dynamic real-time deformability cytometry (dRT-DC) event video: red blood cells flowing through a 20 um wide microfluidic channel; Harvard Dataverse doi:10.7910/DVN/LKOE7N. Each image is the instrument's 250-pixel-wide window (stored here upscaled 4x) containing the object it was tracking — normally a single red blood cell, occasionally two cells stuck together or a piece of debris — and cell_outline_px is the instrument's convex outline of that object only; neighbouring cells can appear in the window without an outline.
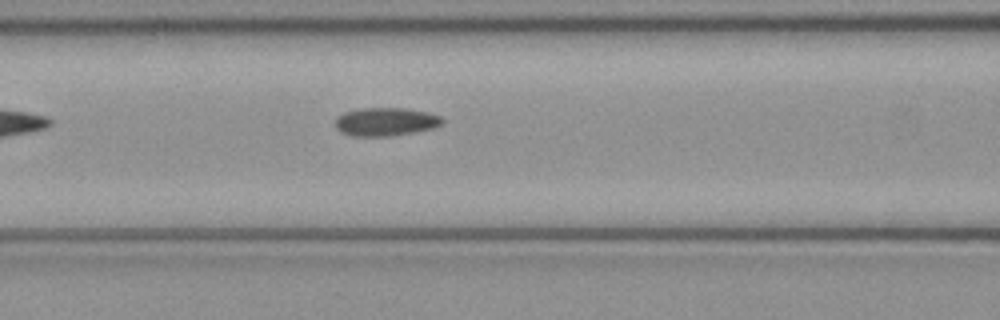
{"species": "common noctule bat (a hibernating species)", "species_latin": "Nyctalus noctula", "temperature_condition": "cold", "stored_images_in_passage": 6, "camera_frame_rate_fps": 3000, "um_per_image_px": 0.085, "animal": {"sex": "female", "body_mass_g": 21.9}, "frame": {"image": 1, "passage_image": 6, "time_ms": 1.667, "image_size_px": [1000, 320], "cell_outline_px": [[444, 124], [436, 128], [388, 136], [352, 136], [340, 132], [336, 128], [336, 116], [344, 112], [360, 108], [404, 108], [428, 112], [440, 116], [444, 120]], "centroid_in_image_um": [32.79, 10.34], "position_along_channel_um": 133.8, "area_um2": 17.8}}